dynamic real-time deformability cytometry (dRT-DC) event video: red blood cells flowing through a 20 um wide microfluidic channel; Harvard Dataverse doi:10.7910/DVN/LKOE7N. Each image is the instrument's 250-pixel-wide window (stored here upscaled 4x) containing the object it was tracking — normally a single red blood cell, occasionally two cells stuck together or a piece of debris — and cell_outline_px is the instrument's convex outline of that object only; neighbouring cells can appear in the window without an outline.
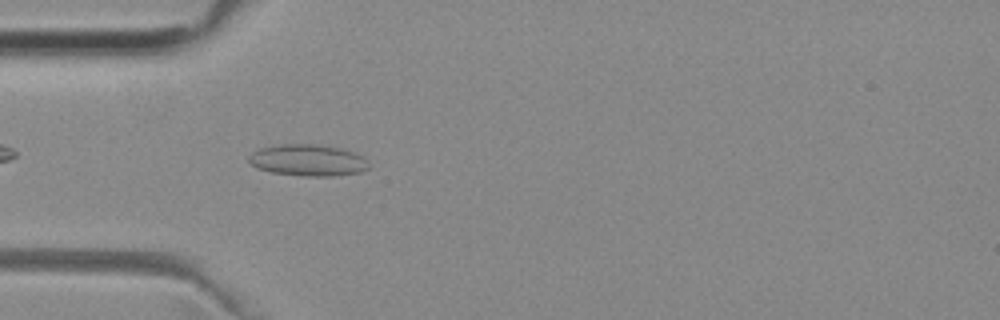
{"species": "common noctule bat (a hibernating species)", "species_latin": "Nyctalus noctula", "temperature_condition": "room temperature", "stored_images_in_passage": 40, "camera_frame_rate_fps": 3000, "um_per_image_px": 0.085, "animal": {"sex": "female", "body_mass_g": 29.2, "forearm_length_mm": 56.3}, "frame": {"image": 1, "passage_image": 4, "time_ms": 1.0, "image_size_px": [1000, 320], "cell_outline_px": [[368, 168], [360, 172], [332, 176], [304, 176], [272, 172], [256, 168], [248, 160], [248, 156], [252, 152], [260, 148], [272, 144], [312, 144], [344, 148], [364, 156]], "centroid_in_image_um": [26.14, 13.6], "position_along_channel_um": 58.9, "area_um2": 22.2}}
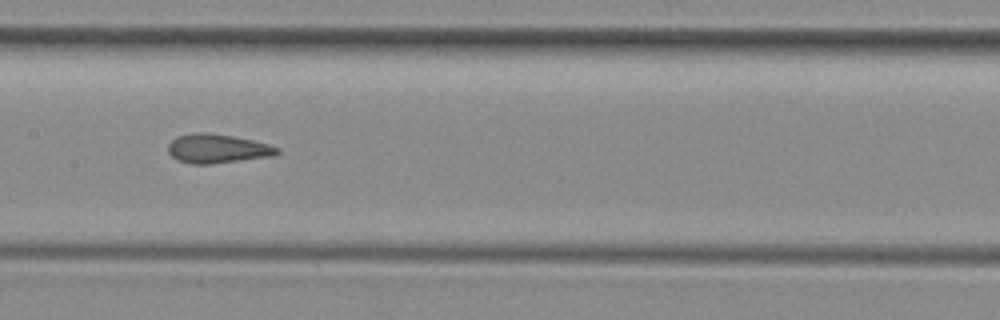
{"frame": {"image": 2, "passage_image": 14, "time_ms": 4.333, "image_size_px": [1000, 320], "cell_outline_px": [[280, 152], [272, 156], [212, 164], [192, 164], [176, 160], [168, 152], [168, 144], [176, 136], [196, 132], [204, 132], [232, 136], [252, 140], [268, 144], [280, 148]], "centroid_in_image_um": [18.45, 12.64], "position_along_channel_um": 188.9, "area_um2": 18.5}}
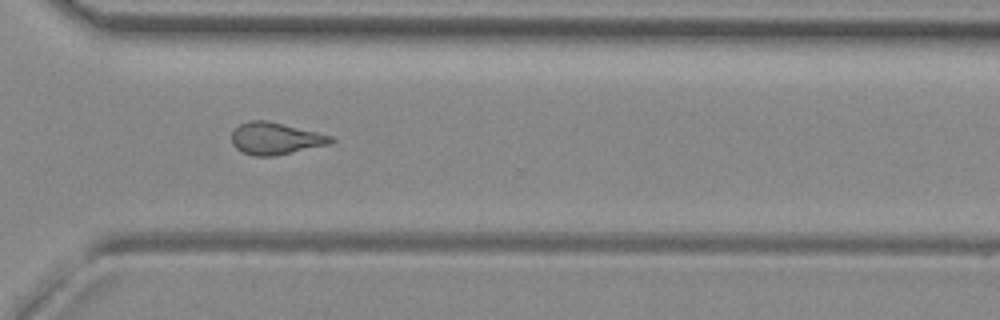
{"frame": {"image": 3, "passage_image": 26, "time_ms": 8.333, "image_size_px": [1000, 320], "cell_outline_px": [[336, 140], [332, 144], [272, 156], [252, 156], [236, 148], [232, 144], [232, 132], [240, 124], [248, 120], [268, 120], [332, 136]], "centroid_in_image_um": [23.42, 11.77], "position_along_channel_um": 347.2, "area_um2": 18.5}, "authors_computed_cell_mechanics": {"area_um2": 18.3804, "velocity_mm_per_s": 3.9703, "shape_relaxation_time_tau1_ms": null, "shape_relaxation_time_tau2_ms": 1.9955, "deformation_change_tau1": null, "deformation_change_tau2": 0.0727}}